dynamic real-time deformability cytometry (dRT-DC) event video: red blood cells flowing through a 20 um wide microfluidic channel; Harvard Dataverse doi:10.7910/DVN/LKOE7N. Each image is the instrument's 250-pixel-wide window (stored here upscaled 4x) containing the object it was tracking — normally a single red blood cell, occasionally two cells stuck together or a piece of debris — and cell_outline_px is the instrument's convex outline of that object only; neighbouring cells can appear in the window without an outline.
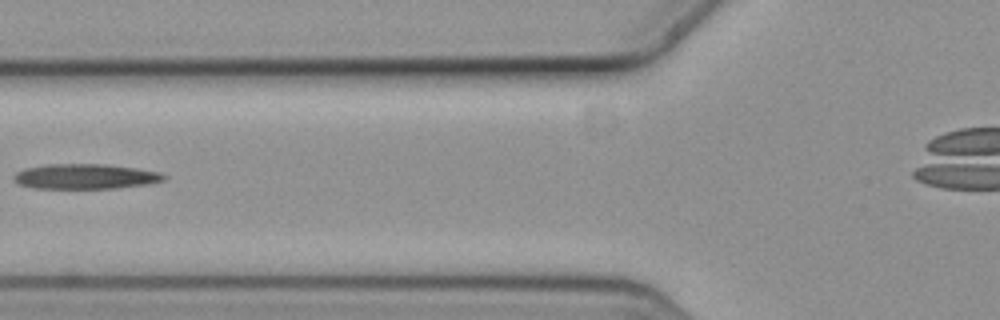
{"species": "common noctule bat (a hibernating species)", "species_latin": "Nyctalus noctula", "temperature_condition": "cold", "stored_images_in_passage": 6, "camera_frame_rate_fps": 3000, "um_per_image_px": 0.085, "animal": {"sex": "female", "body_mass_g": 19.3, "forearm_length_mm": 54.1}, "frame": {"image": 1, "passage_image": 5, "time_ms": 1.333, "image_size_px": [1000, 320], "cell_outline_px": [[168, 176], [164, 180], [148, 184], [116, 188], [32, 188], [20, 184], [12, 180], [12, 176], [16, 172], [24, 168], [44, 164], [108, 164], [136, 168], [160, 172]], "centroid_in_image_um": [7.23, 14.99], "position_along_channel_um": 118.6, "area_um2": 22.14}}
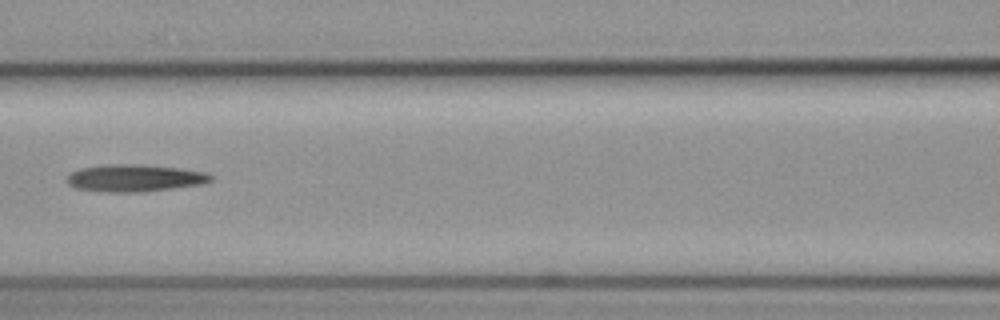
{"frame": {"image": 2, "passage_image": 6, "time_ms": 1.667, "image_size_px": [1000, 320], "cell_outline_px": [[212, 180], [200, 184], [144, 192], [100, 192], [76, 188], [68, 184], [64, 180], [72, 172], [80, 168], [104, 164], [144, 164], [180, 168], [204, 172], [212, 176]], "centroid_in_image_um": [11.39, 15.13], "position_along_channel_um": 155.2, "area_um2": 22.95}}